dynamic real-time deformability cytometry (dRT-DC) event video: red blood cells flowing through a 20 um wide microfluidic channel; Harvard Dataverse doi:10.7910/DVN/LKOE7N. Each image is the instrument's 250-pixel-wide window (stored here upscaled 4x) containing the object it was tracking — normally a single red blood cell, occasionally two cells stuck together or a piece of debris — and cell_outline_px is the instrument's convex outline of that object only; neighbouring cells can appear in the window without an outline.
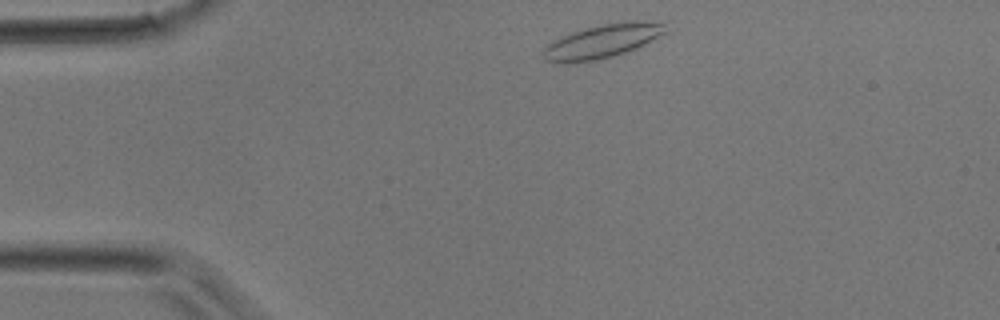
{"species": "common noctule bat (a hibernating species)", "species_latin": "Nyctalus noctula", "temperature_condition": "room temperature", "stored_images_in_passage": 25, "camera_frame_rate_fps": 3000, "um_per_image_px": 0.085, "animal": {"sex": "male", "body_mass_g": 17.9}, "frame": {"image": 1, "passage_image": 1, "time_ms": 0.0, "image_size_px": [1000, 320], "cell_outline_px": [[668, 32], [636, 48], [612, 56], [596, 60], [544, 60], [540, 52], [552, 40], [572, 32], [600, 24], [628, 20], [664, 24]], "centroid_in_image_um": [51.22, 3.46], "position_along_channel_um": 33.8, "area_um2": 23.29}}
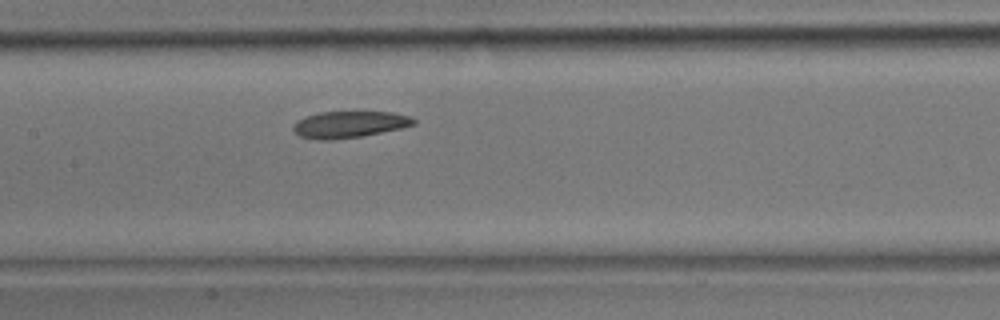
{"frame": {"image": 2, "passage_image": 11, "time_ms": 3.333, "image_size_px": [1000, 320], "cell_outline_px": [[416, 124], [400, 128], [360, 136], [332, 140], [316, 140], [300, 136], [292, 128], [292, 124], [296, 120], [320, 112], [392, 112], [412, 116], [416, 120]], "centroid_in_image_um": [29.68, 10.57], "position_along_channel_um": 177.7, "area_um2": 18.61}}
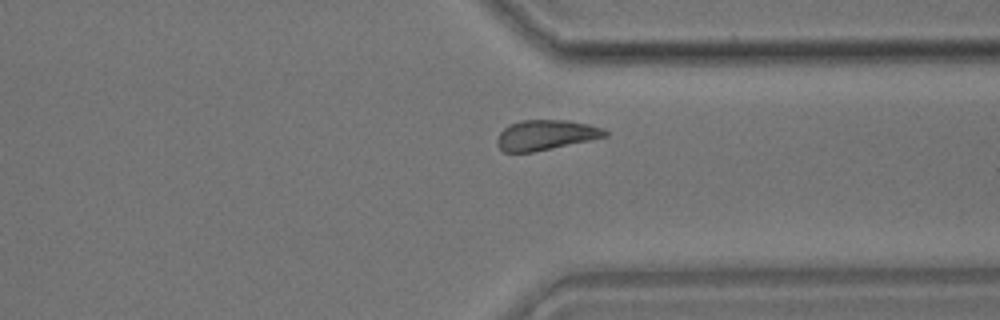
{"frame": {"image": 3, "passage_image": 21, "time_ms": 6.667, "image_size_px": [1000, 320], "cell_outline_px": [[608, 136], [552, 148], [532, 152], [504, 152], [496, 144], [496, 140], [500, 132], [508, 124], [524, 120], [568, 120], [588, 124], [604, 128], [608, 132]], "centroid_in_image_um": [46.38, 11.47], "position_along_channel_um": 365.0, "area_um2": 18.9}}